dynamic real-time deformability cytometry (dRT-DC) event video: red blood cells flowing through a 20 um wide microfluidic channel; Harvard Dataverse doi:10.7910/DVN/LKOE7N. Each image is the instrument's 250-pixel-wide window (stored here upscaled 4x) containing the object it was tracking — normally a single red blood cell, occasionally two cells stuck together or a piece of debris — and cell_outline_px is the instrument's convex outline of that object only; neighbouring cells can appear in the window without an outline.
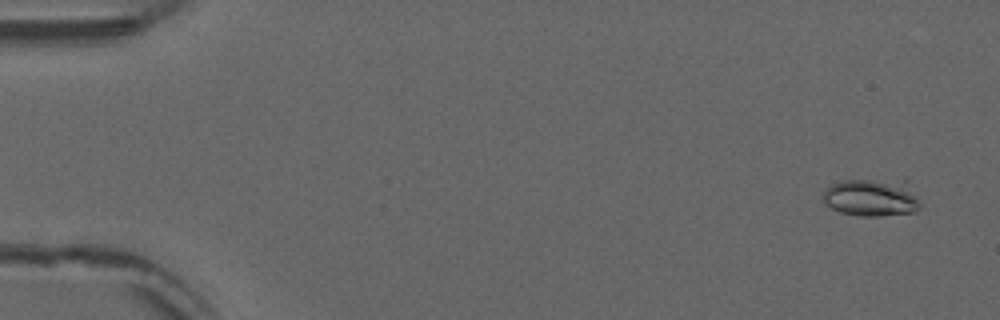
{"species": "common noctule bat (a hibernating species)", "species_latin": "Nyctalus noctula", "temperature_condition": "warm", "stored_images_in_passage": 21, "camera_frame_rate_fps": 3000, "um_per_image_px": 0.085, "animal": {"sex": "male", "forearm_length_mm": 52.5}, "frame": {"image": 1, "passage_image": 3, "time_ms": 0.667, "image_size_px": [1000, 320], "cell_outline_px": [[920, 208], [912, 212], [880, 216], [860, 216], [840, 212], [824, 204], [824, 192], [832, 184], [844, 180], [904, 176], [908, 180], [920, 200]], "centroid_in_image_um": [74.19, 16.72], "position_along_channel_um": 10.8, "area_um2": 22.37}}
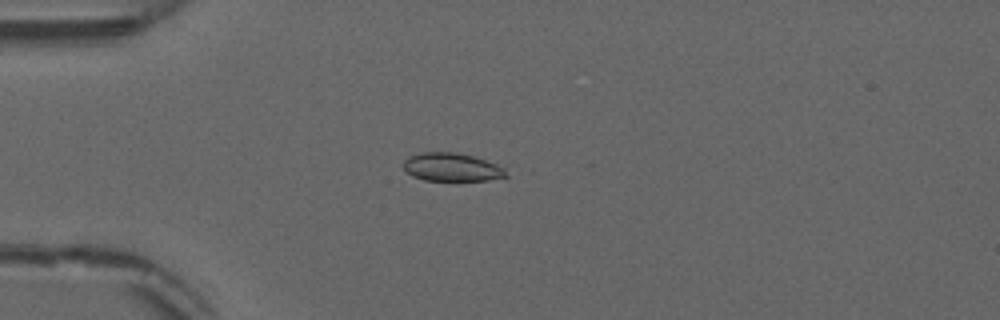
{"frame": {"image": 2, "passage_image": 15, "time_ms": 4.667, "image_size_px": [1000, 320], "cell_outline_px": [[508, 176], [488, 180], [424, 180], [412, 176], [404, 168], [404, 160], [408, 156], [420, 152], [456, 152], [472, 156], [496, 164], [504, 168]], "centroid_in_image_um": [38.37, 14.2], "position_along_channel_um": 46.6, "area_um2": 16.76}}
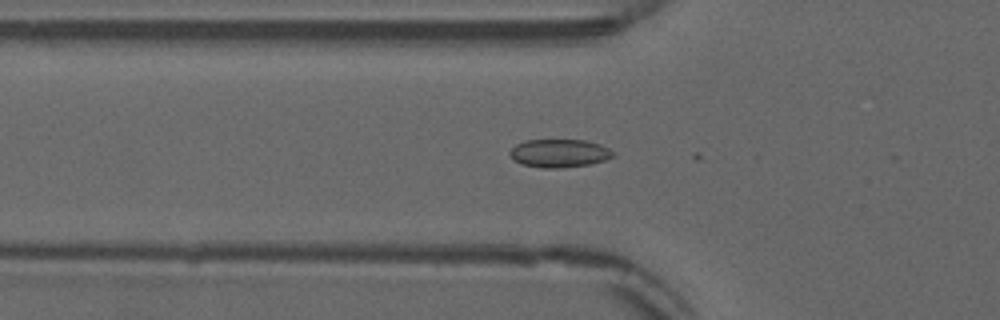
{"frame": {"image": 3, "passage_image": 19, "time_ms": 6.0, "image_size_px": [1000, 320], "cell_outline_px": [[616, 156], [604, 160], [588, 164], [560, 168], [540, 168], [520, 164], [512, 160], [508, 152], [516, 144], [524, 140], [584, 140], [600, 144], [616, 152]], "centroid_in_image_um": [47.52, 13.03], "position_along_channel_um": 78.3, "area_um2": 17.17}}